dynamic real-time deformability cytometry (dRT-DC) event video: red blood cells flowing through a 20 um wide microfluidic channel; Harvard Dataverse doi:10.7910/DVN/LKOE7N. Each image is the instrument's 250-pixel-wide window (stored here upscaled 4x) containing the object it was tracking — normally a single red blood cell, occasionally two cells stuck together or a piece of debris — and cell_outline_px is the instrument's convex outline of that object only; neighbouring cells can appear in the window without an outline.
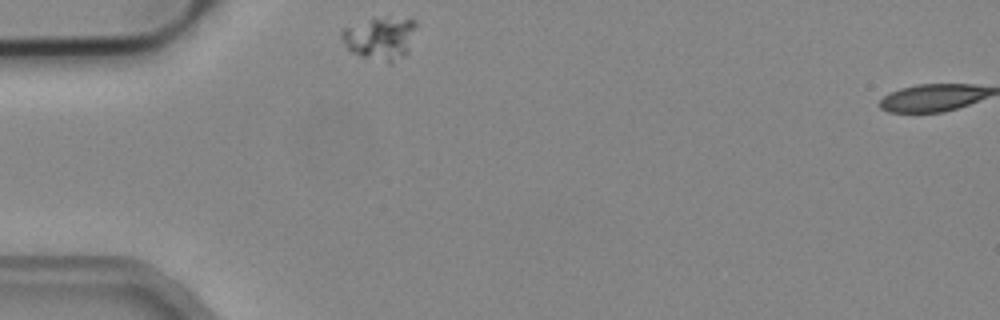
{"species": "common noctule bat (a hibernating species)", "species_latin": "Nyctalus noctula", "temperature_condition": "cold", "stored_images_in_passage": 2, "camera_frame_rate_fps": 3000, "um_per_image_px": 0.085, "animal": {"sex": "male", "body_mass_g": 19.2, "forearm_length_mm": 51.8}, "frame": {"image": 1, "passage_image": 1, "time_ms": 0.0, "image_size_px": [1000, 320], "cell_outline_px": [[416, 24], [408, 52], [392, 64], [388, 64], [360, 56], [352, 52], [344, 44], [340, 36], [340, 32], [344, 28], [372, 20], [416, 20]], "centroid_in_image_um": [32.29, 3.34], "position_along_channel_um": 52.7, "area_um2": 17.86}}